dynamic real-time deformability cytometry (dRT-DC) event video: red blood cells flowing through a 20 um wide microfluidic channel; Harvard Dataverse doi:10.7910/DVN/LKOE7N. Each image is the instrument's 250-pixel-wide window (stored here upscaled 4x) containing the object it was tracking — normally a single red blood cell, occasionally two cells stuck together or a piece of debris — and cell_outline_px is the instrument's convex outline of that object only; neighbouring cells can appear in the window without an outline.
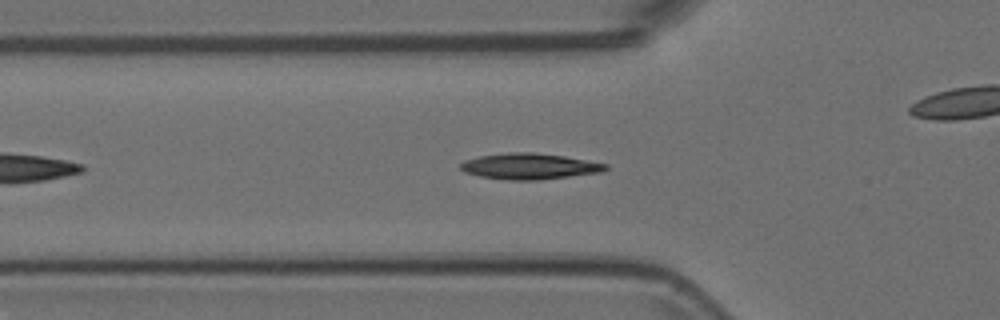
{"species": "Egyptian fruit bat (a non-hibernating species)", "species_latin": "Rousettus aegyptiacus", "temperature_condition": "room temperature", "stored_images_in_passage": 35, "camera_frame_rate_fps": 3000, "um_per_image_px": 0.085, "animal": {"sex": "female"}, "frame": {"image": 1, "passage_image": 4, "time_ms": 1.0, "image_size_px": [1000, 320], "cell_outline_px": [[608, 168], [600, 172], [540, 180], [508, 180], [480, 176], [464, 172], [460, 168], [460, 164], [464, 160], [480, 156], [508, 152], [532, 152], [564, 156], [608, 164]], "centroid_in_image_um": [44.98, 14.13], "position_along_channel_um": 80.8, "area_um2": 21.85}}
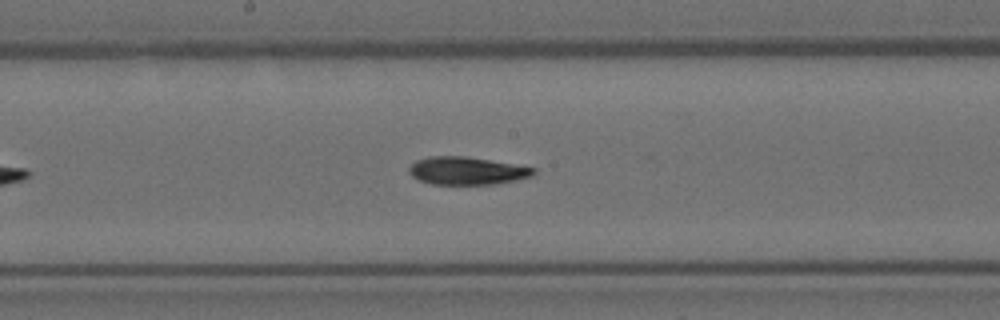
{"frame": {"image": 2, "passage_image": 14, "time_ms": 4.333, "image_size_px": [1000, 320], "cell_outline_px": [[536, 172], [532, 176], [516, 180], [496, 184], [432, 184], [420, 180], [412, 176], [408, 172], [408, 168], [416, 160], [428, 156], [464, 156], [536, 168]], "centroid_in_image_um": [39.67, 14.52], "position_along_channel_um": 208.5, "area_um2": 20.06}}
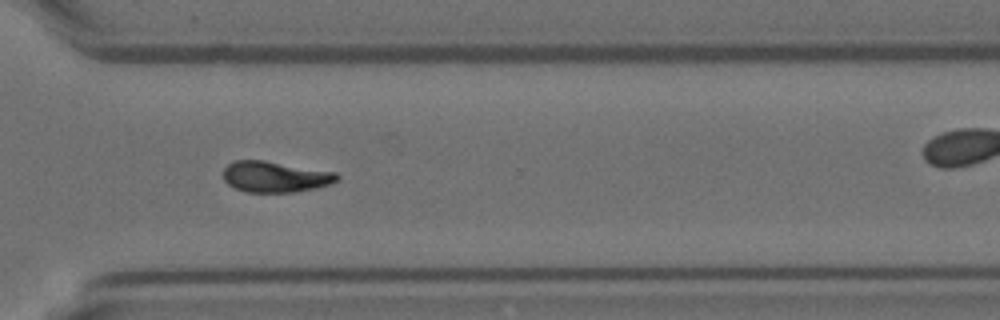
{"frame": {"image": 3, "passage_image": 25, "time_ms": 8.0, "image_size_px": [1000, 320], "cell_outline_px": [[340, 176], [332, 184], [316, 188], [292, 192], [244, 192], [228, 184], [224, 180], [224, 168], [228, 164], [236, 160], [264, 160], [336, 172]], "centroid_in_image_um": [23.4, 15.02], "position_along_channel_um": 347.2, "area_um2": 20.52}}